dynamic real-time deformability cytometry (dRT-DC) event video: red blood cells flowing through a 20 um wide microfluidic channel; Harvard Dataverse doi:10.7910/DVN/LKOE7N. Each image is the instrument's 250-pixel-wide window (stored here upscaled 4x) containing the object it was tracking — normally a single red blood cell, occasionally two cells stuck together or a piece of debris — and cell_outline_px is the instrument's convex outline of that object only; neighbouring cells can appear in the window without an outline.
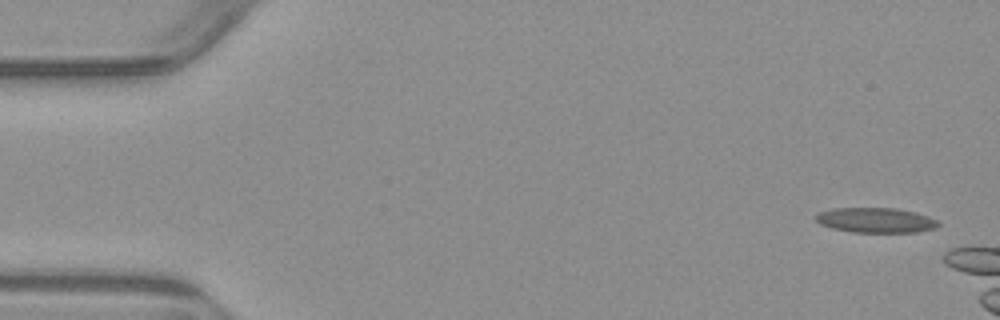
{"species": "common noctule bat (a hibernating species)", "species_latin": "Nyctalus noctula", "temperature_condition": "warm", "stored_images_in_passage": 2, "camera_frame_rate_fps": 3000, "um_per_image_px": 0.085, "animal": {"sex": "male", "body_mass_g": 23.1, "forearm_length_mm": 52.7}, "frame": {"image": 1, "passage_image": 1, "time_ms": 0.0, "image_size_px": [1000, 320], "cell_outline_px": [[940, 224], [936, 228], [916, 232], [852, 232], [832, 228], [820, 224], [816, 220], [816, 212], [832, 208], [896, 208], [916, 212], [928, 216], [936, 220]], "centroid_in_image_um": [74.42, 18.71], "position_along_channel_um": 10.6, "area_um2": 17.92}}